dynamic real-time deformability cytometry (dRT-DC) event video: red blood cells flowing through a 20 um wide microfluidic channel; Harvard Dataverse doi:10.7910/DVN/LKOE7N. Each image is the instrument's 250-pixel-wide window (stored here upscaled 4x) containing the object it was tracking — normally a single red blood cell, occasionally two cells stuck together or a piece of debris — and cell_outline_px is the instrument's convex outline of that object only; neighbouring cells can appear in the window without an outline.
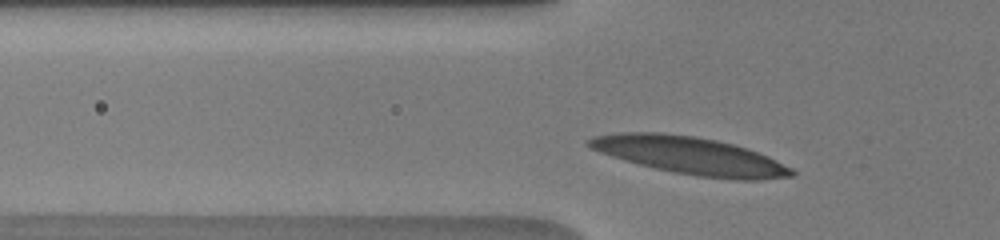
{"species": "human", "species_latin": "Homo sapiens", "temperature_condition": "warm", "stored_images_in_passage": 33, "camera_frame_rate_fps": 3000, "um_per_image_px": 0.085, "donor": {"sex": "male"}, "frame": {"image": 1, "passage_image": 5, "time_ms": 1.333, "image_size_px": [1000, 240], "cell_outline_px": [[796, 172], [792, 176], [760, 180], [736, 180], [696, 176], [672, 172], [624, 160], [600, 152], [584, 144], [592, 136], [620, 132], [664, 132], [696, 136], [716, 140], [732, 144], [768, 156], [792, 168]], "centroid_in_image_um": [58.65, 13.22], "position_along_channel_um": 67.1, "area_um2": 44.22}}
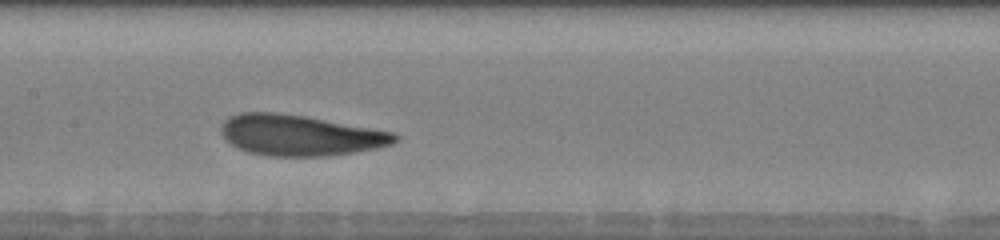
{"frame": {"image": 2, "passage_image": 14, "time_ms": 4.333, "image_size_px": [1000, 240], "cell_outline_px": [[400, 140], [392, 144], [376, 148], [356, 152], [328, 156], [268, 156], [248, 152], [232, 144], [220, 132], [220, 128], [224, 120], [228, 116], [240, 112], [276, 112], [304, 116], [396, 132], [400, 136]], "centroid_in_image_um": [25.54, 11.49], "position_along_channel_um": 181.9, "area_um2": 41.5}}
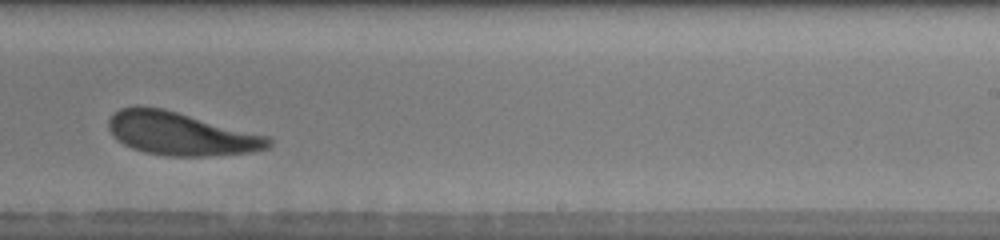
{"frame": {"image": 3, "passage_image": 21, "time_ms": 6.667, "image_size_px": [1000, 240], "cell_outline_px": [[272, 148], [252, 152], [204, 156], [168, 156], [144, 152], [132, 148], [116, 140], [112, 136], [108, 128], [108, 120], [112, 112], [120, 108], [164, 108], [268, 136], [272, 140]], "centroid_in_image_um": [15.38, 11.38], "position_along_channel_um": 273.6, "area_um2": 40.11}, "authors_computed_cell_mechanics": {"area_um2": 40.8646, "velocity_mm_per_s": 3.9485, "shape_relaxation_time_tau1_ms": 1.853, "shape_relaxation_time_tau2_ms": 1.799, "deformation_change_tau1": 0.1206, "deformation_change_tau2": 0.1009}}